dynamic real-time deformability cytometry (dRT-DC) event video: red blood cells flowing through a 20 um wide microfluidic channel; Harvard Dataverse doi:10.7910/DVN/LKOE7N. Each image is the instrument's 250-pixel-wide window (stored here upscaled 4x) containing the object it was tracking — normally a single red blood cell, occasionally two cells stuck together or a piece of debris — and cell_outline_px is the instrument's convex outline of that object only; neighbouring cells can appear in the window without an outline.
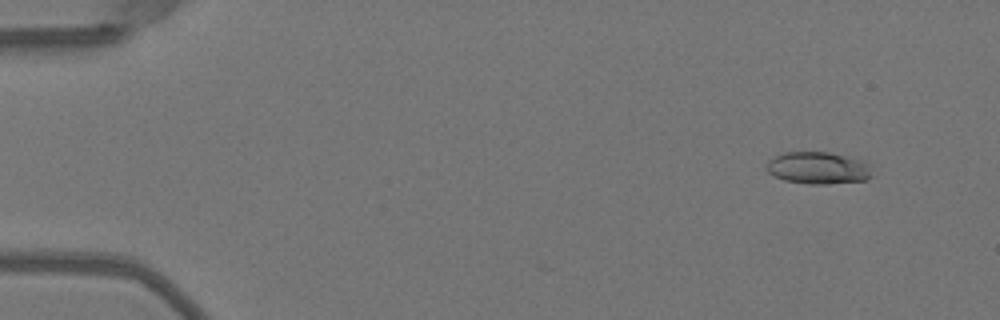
{"species": "Egyptian fruit bat (a non-hibernating species)", "species_latin": "Rousettus aegyptiacus", "temperature_condition": "warm", "stored_images_in_passage": 10, "camera_frame_rate_fps": 3000, "um_per_image_px": 0.085, "animal": {"sex": "female"}, "frame": {"image": 1, "passage_image": 5, "time_ms": 1.333, "image_size_px": [1000, 320], "cell_outline_px": [[872, 176], [864, 180], [828, 184], [808, 184], [784, 180], [768, 172], [768, 160], [784, 152], [828, 152], [868, 160], [872, 164]], "centroid_in_image_um": [69.64, 14.27], "position_along_channel_um": 15.4, "area_um2": 20.0}}